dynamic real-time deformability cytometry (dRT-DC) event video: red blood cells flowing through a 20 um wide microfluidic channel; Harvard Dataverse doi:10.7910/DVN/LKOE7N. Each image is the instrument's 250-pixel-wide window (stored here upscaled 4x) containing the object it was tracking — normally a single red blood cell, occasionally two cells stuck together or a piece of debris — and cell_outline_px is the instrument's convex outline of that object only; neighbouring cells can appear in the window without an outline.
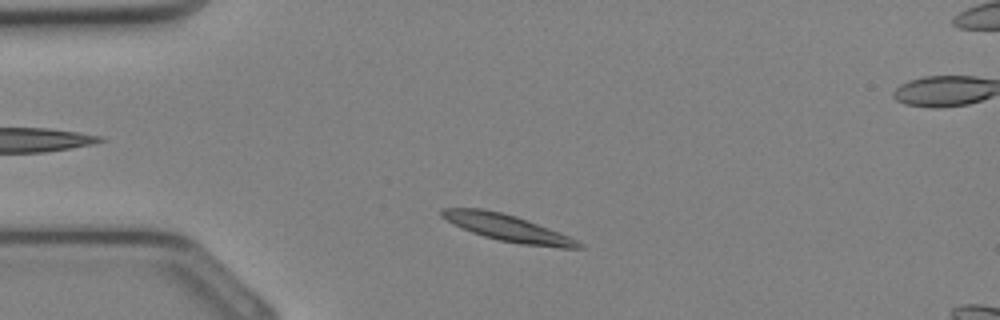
{"species": "Egyptian fruit bat (a non-hibernating species)", "species_latin": "Rousettus aegyptiacus", "temperature_condition": "cold", "stored_images_in_passage": 30, "segment_of_instrument_passage": [1, 2], "camera_frame_rate_fps": 3000, "um_per_image_px": 0.085, "animal": {"sex": "female"}, "frame": {"image": 1, "passage_image": 3, "time_ms": 0.667, "image_size_px": [1000, 320], "cell_outline_px": [[584, 248], [560, 248], [520, 244], [500, 240], [484, 236], [472, 232], [452, 224], [440, 216], [440, 208], [480, 208], [500, 212], [516, 216], [560, 232], [584, 244]], "centroid_in_image_um": [43.13, 19.37], "position_along_channel_um": 41.9, "area_um2": 21.21}}
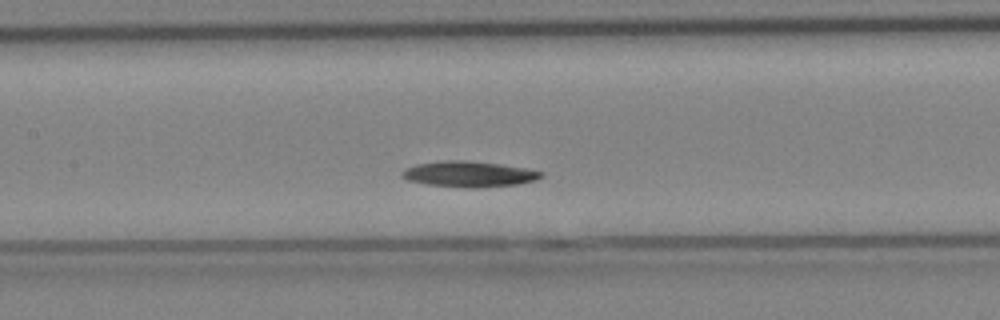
{"frame": {"image": 2, "passage_image": 11, "time_ms": 3.333, "image_size_px": [1000, 320], "cell_outline_px": [[544, 176], [536, 180], [516, 184], [480, 188], [464, 188], [428, 184], [408, 180], [400, 176], [400, 172], [404, 168], [416, 164], [444, 160], [464, 160], [500, 164], [528, 168], [544, 172]], "centroid_in_image_um": [39.86, 14.79], "position_along_channel_um": 167.5, "area_um2": 21.1}}
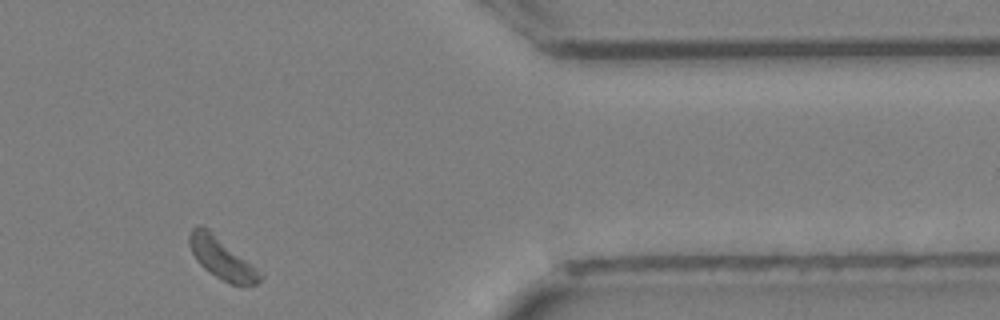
{"frame": {"image": 3, "passage_image": 24, "time_ms": 7.667, "image_size_px": [1000, 320], "cell_outline_px": [[264, 276], [256, 284], [244, 288], [232, 284], [216, 276], [204, 268], [196, 260], [188, 244], [188, 232], [192, 228], [200, 224], [208, 228], [256, 268]], "centroid_in_image_um": [18.83, 21.96], "position_along_channel_um": 392.6, "area_um2": 17.05}}